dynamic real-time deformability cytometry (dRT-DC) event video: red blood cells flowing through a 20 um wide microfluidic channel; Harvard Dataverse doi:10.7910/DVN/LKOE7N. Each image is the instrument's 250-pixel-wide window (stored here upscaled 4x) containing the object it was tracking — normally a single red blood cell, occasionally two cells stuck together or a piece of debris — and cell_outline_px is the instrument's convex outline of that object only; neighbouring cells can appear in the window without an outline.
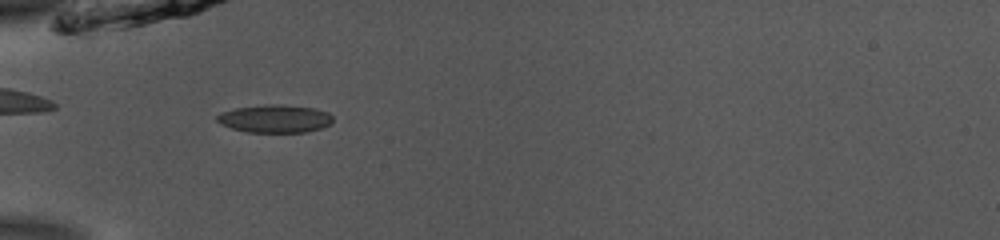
{"species": "common noctule bat (a hibernating species)", "species_latin": "Nyctalus noctula", "temperature_condition": "room temperature", "stored_images_in_passage": 17, "camera_frame_rate_fps": 3000, "um_per_image_px": 0.085, "animal": {"sex": "male", "body_mass_g": 13.0, "forearm_length_mm": 53.1}, "frame": {"image": 1, "passage_image": 1, "time_ms": 0.0, "image_size_px": [1000, 240], "cell_outline_px": [[332, 120], [328, 124], [320, 128], [308, 132], [248, 132], [232, 128], [220, 124], [216, 120], [216, 116], [220, 112], [236, 108], [264, 104], [280, 104], [312, 108], [328, 112], [332, 116]], "centroid_in_image_um": [23.33, 10.08], "position_along_channel_um": 61.7, "area_um2": 18.79}}